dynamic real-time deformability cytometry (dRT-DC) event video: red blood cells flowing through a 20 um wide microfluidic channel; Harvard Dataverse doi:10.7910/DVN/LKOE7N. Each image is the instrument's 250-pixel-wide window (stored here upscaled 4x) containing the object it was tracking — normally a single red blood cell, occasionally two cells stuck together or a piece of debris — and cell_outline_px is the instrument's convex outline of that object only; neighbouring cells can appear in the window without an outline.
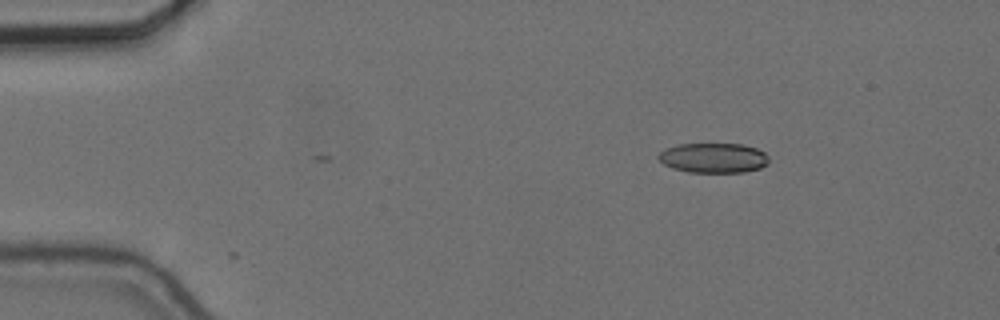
{"species": "common noctule bat (a hibernating species)", "species_latin": "Nyctalus noctula", "temperature_condition": "cold", "stored_images_in_passage": 28, "camera_frame_rate_fps": 3000, "um_per_image_px": 0.085, "animal": {"sex": "female", "body_mass_g": 24.6, "forearm_length_mm": 56.2}, "frame": {"image": 1, "passage_image": 1, "time_ms": 0.0, "image_size_px": [1000, 320], "cell_outline_px": [[768, 164], [760, 168], [744, 172], [688, 172], [672, 168], [664, 164], [656, 156], [664, 148], [676, 144], [744, 144], [756, 148], [764, 152], [768, 156]], "centroid_in_image_um": [60.63, 13.41], "position_along_channel_um": 24.4, "area_um2": 19.36}}
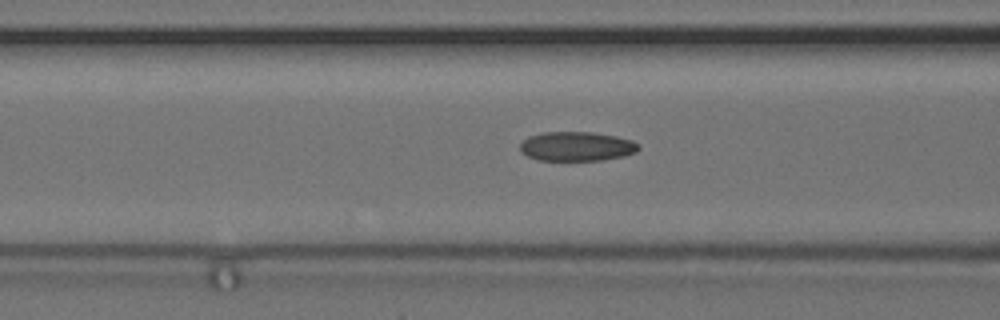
{"frame": {"image": 2, "passage_image": 15, "time_ms": 4.667, "image_size_px": [1000, 320], "cell_outline_px": [[640, 148], [636, 152], [624, 156], [604, 160], [540, 160], [528, 156], [520, 152], [520, 144], [528, 136], [544, 132], [592, 132], [616, 136], [632, 140], [640, 144]], "centroid_in_image_um": [49.04, 12.44], "position_along_channel_um": 117.6, "area_um2": 20.35}}
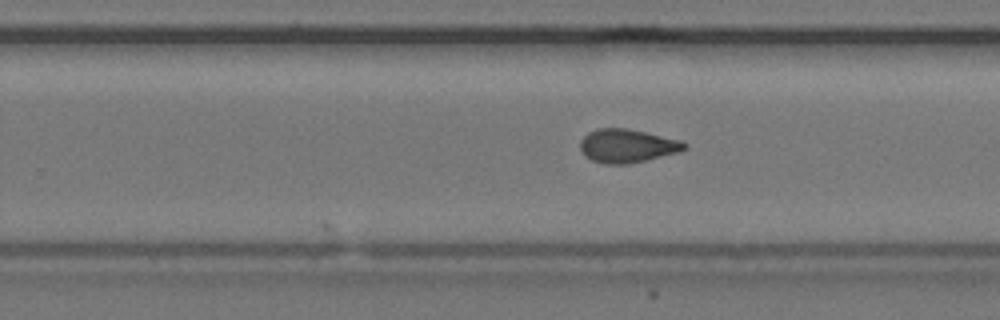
{"frame": {"image": 3, "passage_image": 28, "time_ms": 9.0, "image_size_px": [1000, 320], "cell_outline_px": [[688, 148], [680, 152], [628, 164], [604, 164], [592, 160], [584, 156], [580, 148], [580, 140], [588, 132], [596, 128], [628, 128], [680, 140], [688, 144]], "centroid_in_image_um": [53.3, 12.39], "position_along_channel_um": 276.5, "area_um2": 20.52}}